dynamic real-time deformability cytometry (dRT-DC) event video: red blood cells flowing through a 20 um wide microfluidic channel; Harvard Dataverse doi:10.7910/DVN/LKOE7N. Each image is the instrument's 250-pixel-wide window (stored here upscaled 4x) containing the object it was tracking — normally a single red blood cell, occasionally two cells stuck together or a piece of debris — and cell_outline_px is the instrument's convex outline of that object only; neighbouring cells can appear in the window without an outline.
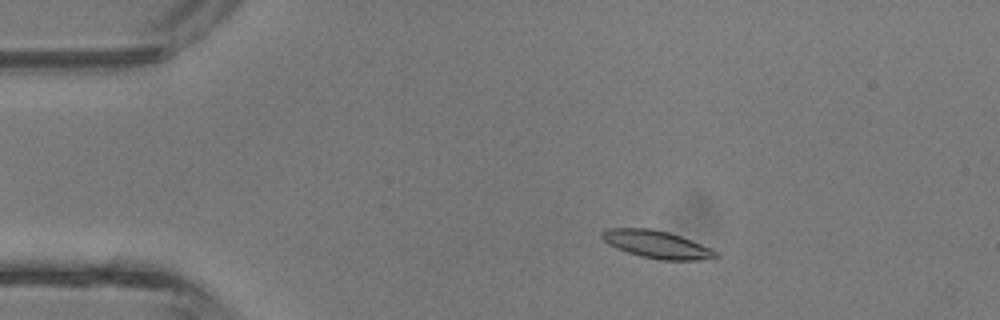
{"species": "common noctule bat (a hibernating species)", "species_latin": "Nyctalus noctula", "temperature_condition": "room temperature", "stored_images_in_passage": 42, "camera_frame_rate_fps": 3000, "um_per_image_px": 0.085, "animal": {"sex": "male", "body_mass_g": 13.3}, "frame": {"image": 1, "passage_image": 8, "time_ms": 2.333, "image_size_px": [1000, 320], "cell_outline_px": [[720, 256], [716, 260], [660, 260], [640, 256], [616, 248], [608, 244], [600, 236], [600, 232], [608, 228], [652, 228], [668, 232], [680, 236], [712, 248]], "centroid_in_image_um": [55.86, 20.78], "position_along_channel_um": 29.1, "area_um2": 18.55}}
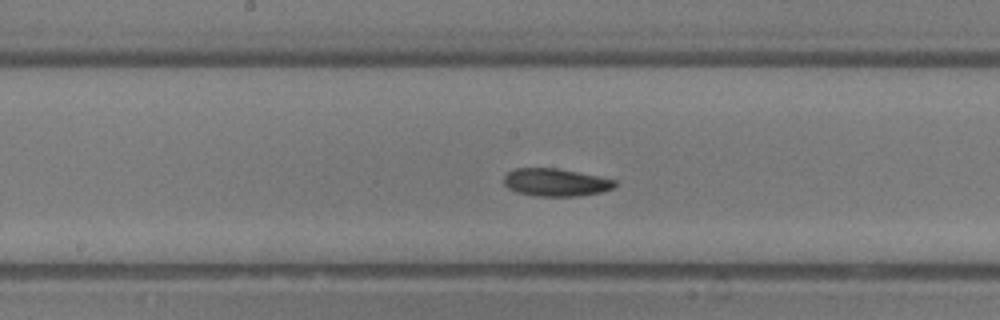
{"frame": {"image": 2, "passage_image": 22, "time_ms": 7.0, "image_size_px": [1000, 320], "cell_outline_px": [[616, 184], [612, 188], [600, 192], [576, 196], [536, 196], [516, 192], [508, 188], [504, 184], [504, 176], [508, 172], [516, 168], [556, 168], [616, 180]], "centroid_in_image_um": [47.19, 15.5], "position_along_channel_um": 201.0, "area_um2": 17.69}}
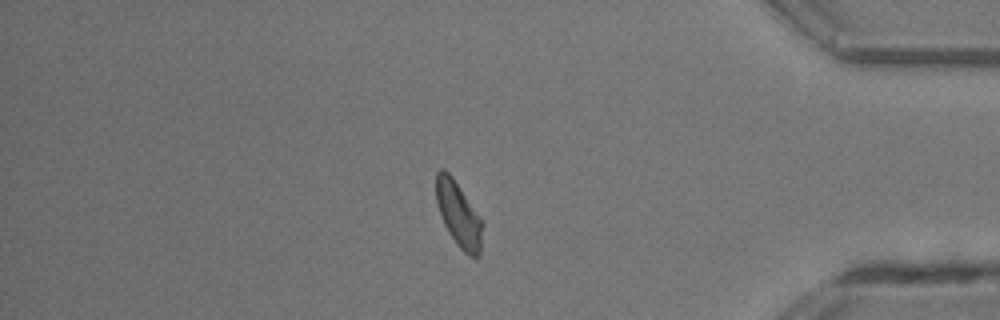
{"frame": {"image": 3, "passage_image": 36, "time_ms": 11.667, "image_size_px": [1000, 320], "cell_outline_px": [[480, 256], [468, 256], [456, 244], [448, 232], [444, 224], [436, 200], [436, 172], [440, 168], [444, 168], [452, 176], [480, 220]], "centroid_in_image_um": [38.91, 18.2], "position_along_channel_um": 396.3, "area_um2": 16.7}, "authors_computed_cell_mechanics": {"area_um2": 17.8602, "velocity_mm_per_s": 4.9132, "shape_relaxation_time_tau1_ms": 2.8734, "shape_relaxation_time_tau2_ms": 6.5144, "deformation_change_tau1": 0.1149, "deformation_change_tau2": 0.1571}}